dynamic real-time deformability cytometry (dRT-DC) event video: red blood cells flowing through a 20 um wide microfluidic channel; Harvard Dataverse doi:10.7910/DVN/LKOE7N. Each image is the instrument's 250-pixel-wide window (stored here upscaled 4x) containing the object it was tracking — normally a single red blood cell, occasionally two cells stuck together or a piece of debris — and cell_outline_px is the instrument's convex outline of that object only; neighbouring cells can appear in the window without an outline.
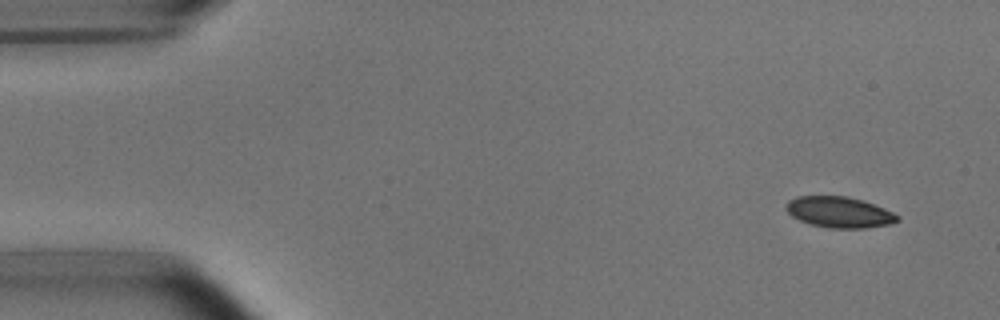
{"species": "common noctule bat (a hibernating species)", "species_latin": "Nyctalus noctula", "temperature_condition": "room temperature", "stored_images_in_passage": 13, "camera_frame_rate_fps": 3000, "um_per_image_px": 0.085, "animal": {"sex": "male", "body_mass_g": 15.6}, "frame": {"image": 1, "passage_image": 1, "time_ms": 0.0, "image_size_px": [1000, 320], "cell_outline_px": [[900, 220], [888, 224], [864, 228], [828, 228], [812, 224], [800, 220], [792, 216], [784, 208], [788, 200], [796, 196], [848, 196], [884, 208], [900, 216]], "centroid_in_image_um": [71.31, 18.03], "position_along_channel_um": 13.7, "area_um2": 19.94}}
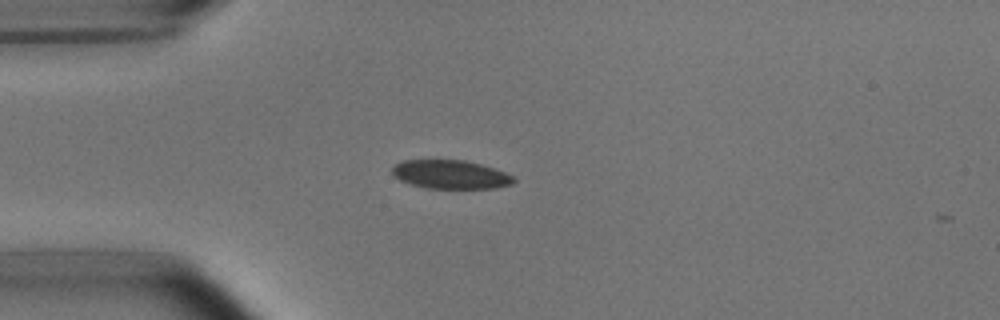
{"frame": {"image": 2, "passage_image": 11, "time_ms": 3.333, "image_size_px": [1000, 320], "cell_outline_px": [[516, 180], [512, 184], [496, 188], [428, 188], [412, 184], [400, 180], [392, 172], [392, 164], [404, 160], [464, 160], [480, 164], [504, 172], [512, 176]], "centroid_in_image_um": [38.28, 14.82], "position_along_channel_um": 46.7, "area_um2": 20.11}}